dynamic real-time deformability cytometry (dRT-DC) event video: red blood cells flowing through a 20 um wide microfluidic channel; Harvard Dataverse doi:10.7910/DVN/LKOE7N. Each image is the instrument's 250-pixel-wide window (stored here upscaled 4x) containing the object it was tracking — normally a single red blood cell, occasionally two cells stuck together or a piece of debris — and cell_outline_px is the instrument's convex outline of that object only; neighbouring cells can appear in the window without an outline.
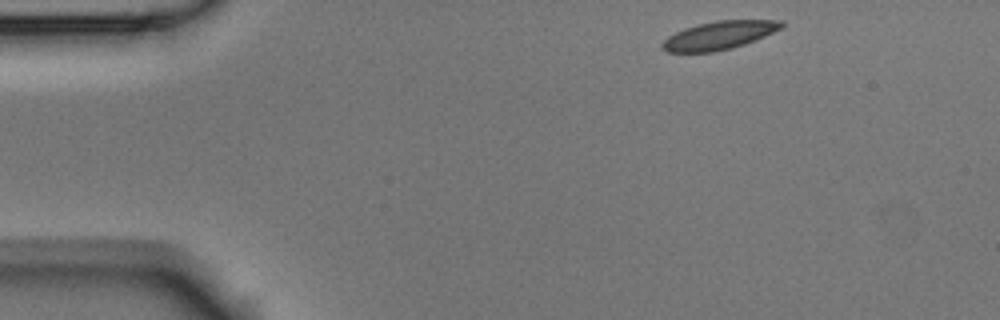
{"species": "Egyptian fruit bat (a non-hibernating species)", "species_latin": "Rousettus aegyptiacus", "temperature_condition": "room temperature", "stored_images_in_passage": 4, "camera_frame_rate_fps": 3000, "um_per_image_px": 0.085, "animal": {"sex": "male"}, "frame": {"image": 1, "passage_image": 1, "time_ms": 0.0, "image_size_px": [1000, 320], "cell_outline_px": [[784, 24], [780, 28], [756, 40], [732, 48], [712, 52], [668, 52], [660, 44], [668, 36], [684, 28], [716, 20], [784, 20]], "centroid_in_image_um": [61.13, 3.0], "position_along_channel_um": 23.9, "area_um2": 19.42}}
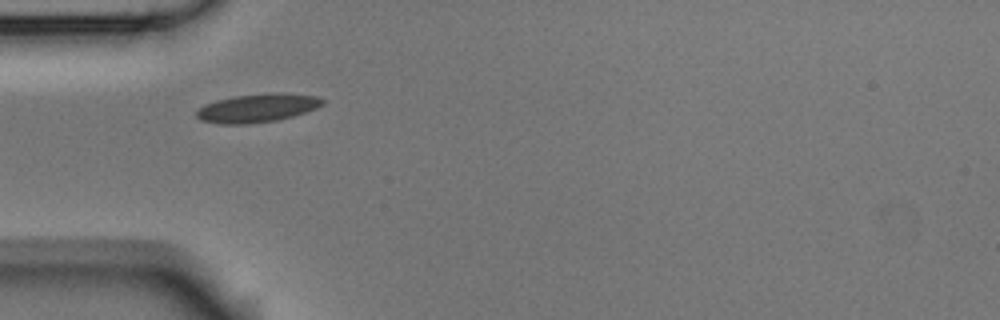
{"frame": {"image": 2, "passage_image": 3, "time_ms": 0.667, "image_size_px": [1000, 320], "cell_outline_px": [[328, 100], [324, 104], [316, 108], [292, 116], [276, 120], [244, 124], [220, 124], [200, 120], [196, 116], [196, 112], [204, 104], [216, 100], [232, 96], [268, 92], [284, 92], [316, 96]], "centroid_in_image_um": [21.89, 9.16], "position_along_channel_um": 63.1, "area_um2": 21.15}}
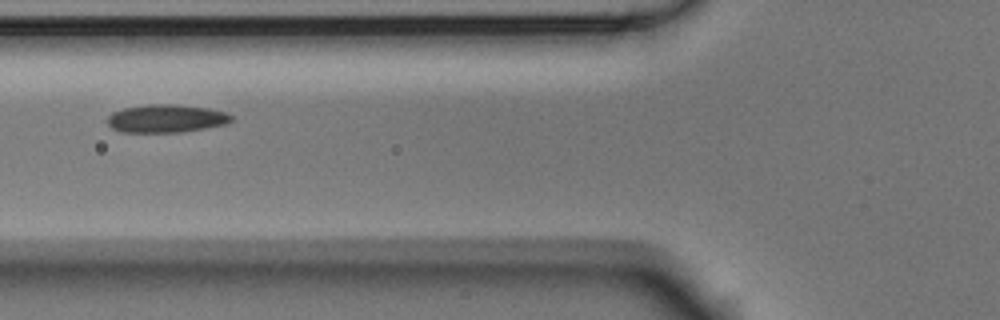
{"frame": {"image": 3, "passage_image": 4, "time_ms": 1.0, "image_size_px": [1000, 320], "cell_outline_px": [[232, 120], [224, 124], [204, 128], [180, 132], [120, 132], [112, 128], [108, 124], [108, 116], [112, 112], [124, 108], [148, 104], [176, 104], [208, 108], [224, 112], [232, 116]], "centroid_in_image_um": [14.09, 10.07], "position_along_channel_um": 111.7, "area_um2": 20.11}}